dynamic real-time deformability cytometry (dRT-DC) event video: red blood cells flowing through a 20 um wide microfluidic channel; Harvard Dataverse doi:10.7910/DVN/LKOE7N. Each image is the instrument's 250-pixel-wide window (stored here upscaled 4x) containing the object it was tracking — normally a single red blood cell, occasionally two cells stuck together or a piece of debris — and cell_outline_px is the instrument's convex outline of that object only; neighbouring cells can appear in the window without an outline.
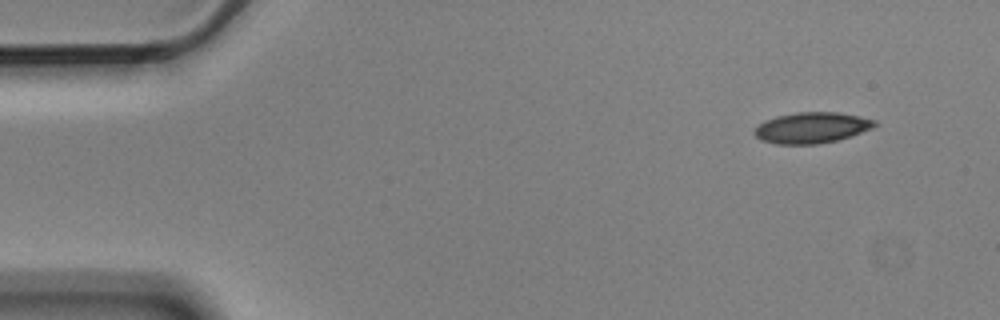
{"species": "Egyptian fruit bat (a non-hibernating species)", "species_latin": "Rousettus aegyptiacus", "temperature_condition": "cold", "stored_images_in_passage": 5, "camera_frame_rate_fps": 3000, "um_per_image_px": 0.085, "animal": {"sex": "male"}, "frame": {"image": 1, "passage_image": 1, "time_ms": 0.0, "image_size_px": [1000, 320], "cell_outline_px": [[876, 124], [872, 128], [836, 140], [816, 144], [776, 144], [760, 140], [752, 132], [760, 124], [776, 116], [796, 112], [836, 112], [860, 116], [876, 120]], "centroid_in_image_um": [68.97, 10.85], "position_along_channel_um": 16.0, "area_um2": 21.39}}
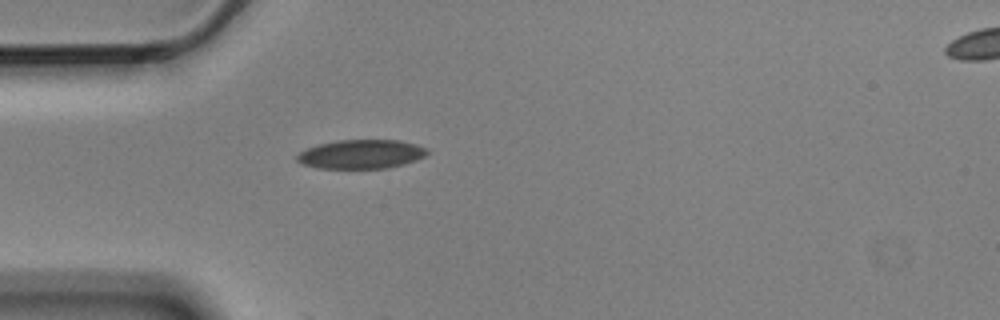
{"frame": {"image": 2, "passage_image": 4, "time_ms": 1.0, "image_size_px": [1000, 320], "cell_outline_px": [[428, 152], [424, 156], [416, 160], [404, 164], [388, 168], [316, 168], [300, 164], [296, 160], [296, 156], [300, 152], [308, 148], [320, 144], [336, 140], [400, 140], [416, 144], [428, 148]], "centroid_in_image_um": [30.7, 13.1], "position_along_channel_um": 54.3, "area_um2": 22.08}}